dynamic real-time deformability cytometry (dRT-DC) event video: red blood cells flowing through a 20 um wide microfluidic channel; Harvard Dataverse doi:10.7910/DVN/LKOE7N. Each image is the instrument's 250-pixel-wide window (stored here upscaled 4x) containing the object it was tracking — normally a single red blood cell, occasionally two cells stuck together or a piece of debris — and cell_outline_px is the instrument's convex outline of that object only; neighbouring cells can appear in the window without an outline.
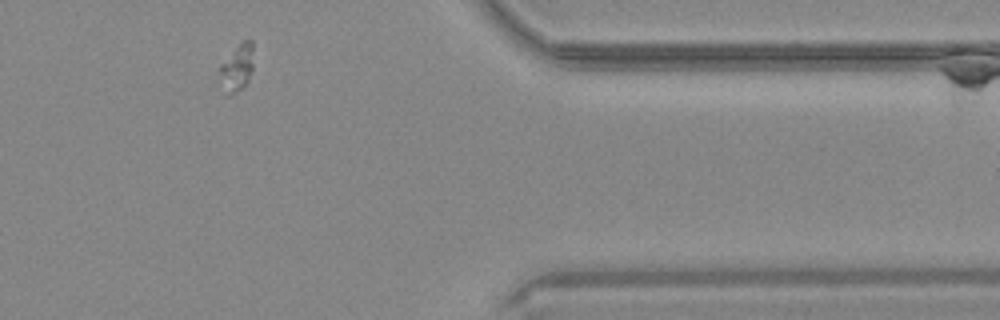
{"species": "common noctule bat (a hibernating species)", "species_latin": "Nyctalus noctula", "temperature_condition": "warm", "stored_images_in_passage": 37, "camera_frame_rate_fps": 3000, "um_per_image_px": 0.085, "animal": {"sex": "male", "body_mass_g": 20.4}, "frame": {"image": 1, "passage_image": 29, "time_ms": 9.333, "image_size_px": [1000, 320], "cell_outline_px": [[252, 68], [248, 80], [240, 88], [228, 96], [224, 96], [216, 80], [216, 68], [240, 40], [252, 40]], "centroid_in_image_um": [20.0, 5.78], "position_along_channel_um": 391.4, "area_um2": 10.0}}
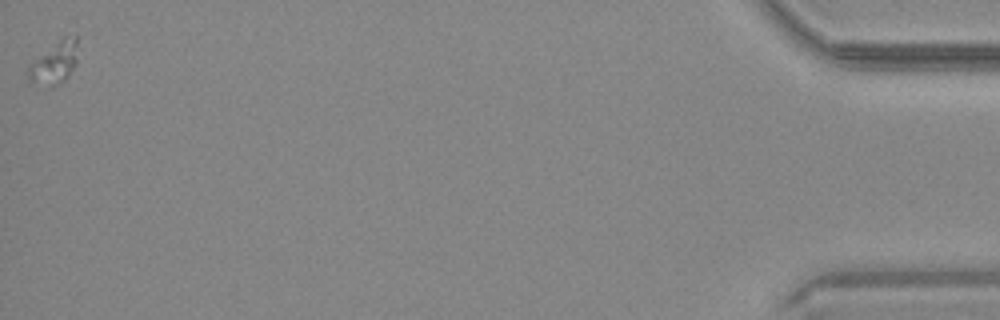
{"frame": {"image": 2, "passage_image": 37, "time_ms": 12.0, "image_size_px": [1000, 320], "cell_outline_px": [[76, 64], [68, 76], [64, 80], [48, 88], [32, 84], [28, 76], [28, 64], [64, 36], [76, 36]], "centroid_in_image_um": [4.59, 5.38], "position_along_channel_um": 430.6, "area_um2": 12.14}}